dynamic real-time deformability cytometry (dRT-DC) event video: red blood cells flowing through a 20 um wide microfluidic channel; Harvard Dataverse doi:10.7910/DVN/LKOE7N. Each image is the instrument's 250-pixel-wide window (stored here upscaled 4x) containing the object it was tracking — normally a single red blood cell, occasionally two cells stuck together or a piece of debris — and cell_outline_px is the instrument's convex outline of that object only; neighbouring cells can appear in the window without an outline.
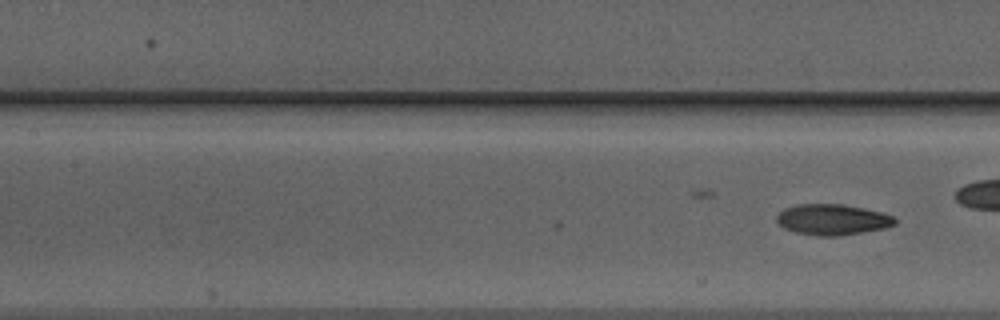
{"species": "Egyptian fruit bat (a non-hibernating species)", "species_latin": "Rousettus aegyptiacus", "temperature_condition": "warm", "stored_images_in_passage": 20, "camera_frame_rate_fps": 3000, "um_per_image_px": 0.085, "animal": {"sex": "male"}, "frame": {"image": 1, "passage_image": 20, "time_ms": 6.333, "image_size_px": [1000, 320], "cell_outline_px": [[896, 224], [884, 228], [840, 236], [820, 236], [796, 232], [784, 228], [776, 220], [776, 216], [784, 208], [796, 204], [840, 204], [864, 208], [880, 212], [892, 216], [896, 220]], "centroid_in_image_um": [70.74, 18.66], "position_along_channel_um": 136.7, "area_um2": 21.1}}